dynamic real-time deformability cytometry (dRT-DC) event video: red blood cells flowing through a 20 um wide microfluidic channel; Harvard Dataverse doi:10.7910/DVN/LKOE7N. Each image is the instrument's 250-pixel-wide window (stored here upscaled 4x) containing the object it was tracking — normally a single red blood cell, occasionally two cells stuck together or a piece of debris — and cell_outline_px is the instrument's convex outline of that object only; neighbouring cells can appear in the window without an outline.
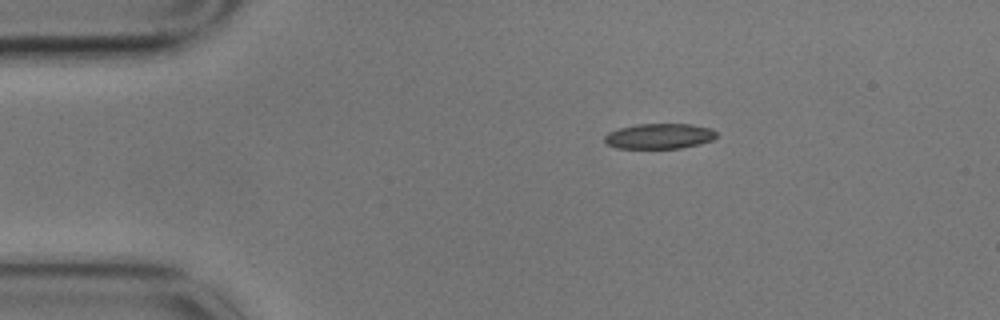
{"species": "common noctule bat (a hibernating species)", "species_latin": "Nyctalus noctula", "temperature_condition": "cold", "stored_images_in_passage": 4, "camera_frame_rate_fps": 3000, "um_per_image_px": 0.085, "animal": {"sex": "male", "body_mass_g": 17.9}, "frame": {"image": 1, "passage_image": 1, "time_ms": 0.0, "image_size_px": [1000, 320], "cell_outline_px": [[716, 136], [712, 140], [700, 144], [680, 148], [616, 148], [608, 144], [604, 140], [604, 136], [608, 132], [620, 128], [636, 124], [692, 124], [712, 128], [716, 132]], "centroid_in_image_um": [56.05, 11.57], "position_along_channel_um": 28.9, "area_um2": 16.53}}
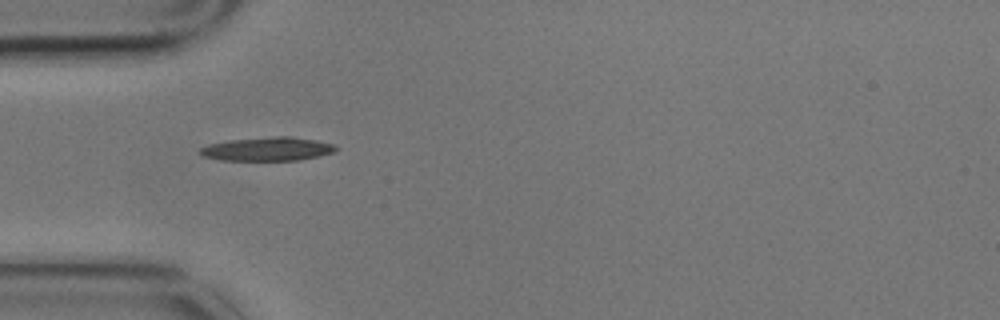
{"frame": {"image": 2, "passage_image": 3, "time_ms": 0.667, "image_size_px": [1000, 320], "cell_outline_px": [[336, 148], [332, 152], [320, 156], [300, 160], [220, 160], [204, 156], [200, 152], [200, 148], [208, 144], [228, 140], [276, 136], [292, 136], [316, 140], [336, 144]], "centroid_in_image_um": [22.76, 12.66], "position_along_channel_um": 62.2, "area_um2": 18.73}}